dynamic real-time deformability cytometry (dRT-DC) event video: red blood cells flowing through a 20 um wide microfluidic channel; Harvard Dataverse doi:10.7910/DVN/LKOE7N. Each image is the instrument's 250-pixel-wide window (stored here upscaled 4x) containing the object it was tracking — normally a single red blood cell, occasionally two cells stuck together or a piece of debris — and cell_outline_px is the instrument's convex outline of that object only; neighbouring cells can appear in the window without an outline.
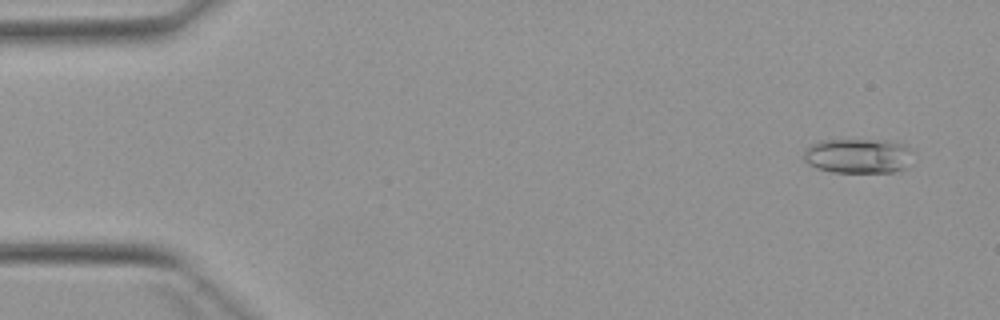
{"species": "Egyptian fruit bat (a non-hibernating species)", "species_latin": "Rousettus aegyptiacus", "temperature_condition": "warm", "stored_images_in_passage": 4, "camera_frame_rate_fps": 3000, "um_per_image_px": 0.085, "animal": {"sex": "female"}, "frame": {"image": 1, "passage_image": 1, "time_ms": 0.0, "image_size_px": [1000, 320], "cell_outline_px": [[912, 152], [908, 168], [892, 172], [832, 172], [816, 168], [808, 164], [804, 160], [804, 148], [808, 144], [820, 140], [896, 140], [904, 144]], "centroid_in_image_um": [72.93, 13.24], "position_along_channel_um": 12.1, "area_um2": 22.6}}